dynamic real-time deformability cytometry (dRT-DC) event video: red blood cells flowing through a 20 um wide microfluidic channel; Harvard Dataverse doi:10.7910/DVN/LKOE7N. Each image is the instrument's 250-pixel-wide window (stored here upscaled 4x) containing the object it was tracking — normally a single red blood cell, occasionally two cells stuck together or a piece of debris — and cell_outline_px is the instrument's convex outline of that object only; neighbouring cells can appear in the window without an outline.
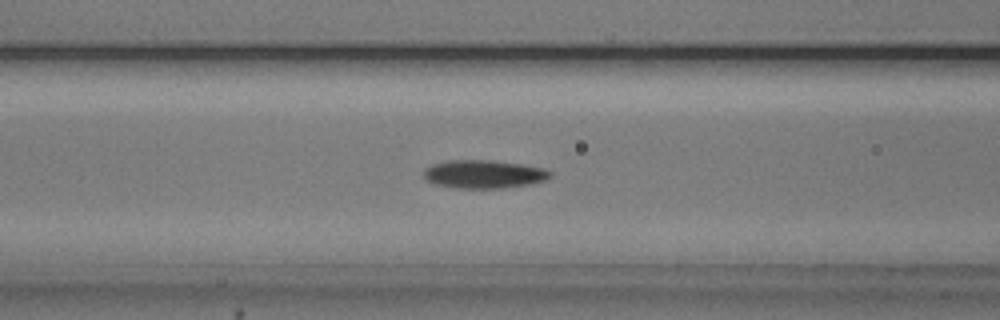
{"species": "common noctule bat (a hibernating species)", "species_latin": "Nyctalus noctula", "temperature_condition": "cold", "stored_images_in_passage": 47, "camera_frame_rate_fps": 3000, "um_per_image_px": 0.085, "animal": {"sex": "male", "body_mass_g": 20.5, "forearm_length_mm": 52.5}, "frame": {"image": 1, "passage_image": 14, "time_ms": 4.333, "image_size_px": [1000, 320], "cell_outline_px": [[552, 176], [544, 180], [532, 184], [504, 188], [456, 188], [432, 184], [424, 176], [424, 168], [432, 164], [444, 160], [492, 160], [520, 164], [544, 168], [552, 172]], "centroid_in_image_um": [41.11, 14.8], "position_along_channel_um": 125.5, "area_um2": 21.04}}
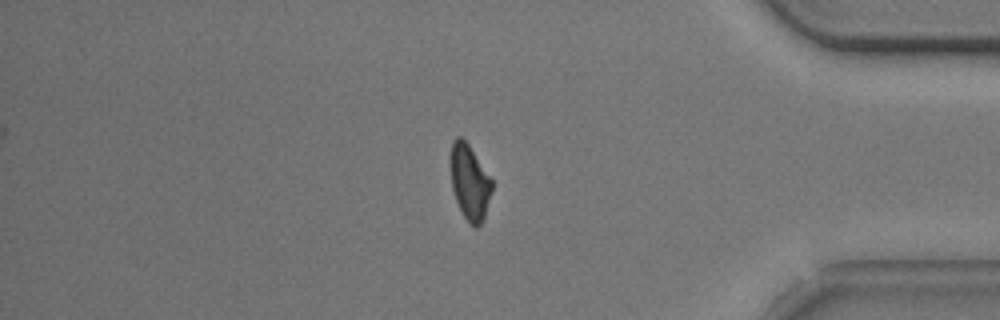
{"frame": {"image": 2, "passage_image": 38, "time_ms": 12.333, "image_size_px": [1000, 320], "cell_outline_px": [[492, 192], [484, 216], [480, 224], [476, 228], [468, 224], [456, 200], [452, 188], [448, 160], [452, 140], [456, 136], [460, 136], [468, 144], [492, 180]], "centroid_in_image_um": [39.88, 15.45], "position_along_channel_um": 395.3, "area_um2": 18.32}}
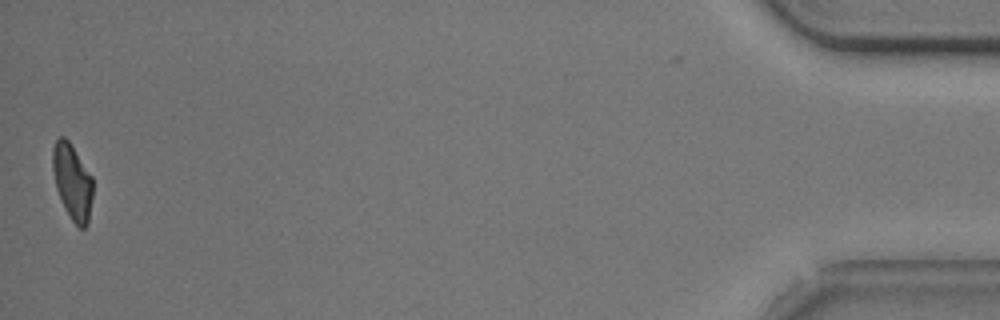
{"frame": {"image": 3, "passage_image": 46, "time_ms": 15.0, "image_size_px": [1000, 320], "cell_outline_px": [[92, 196], [88, 224], [84, 228], [80, 228], [72, 220], [64, 208], [56, 188], [52, 168], [52, 148], [56, 140], [60, 136], [64, 136], [68, 140], [92, 176]], "centroid_in_image_um": [6.13, 15.44], "position_along_channel_um": 429.1, "area_um2": 17.63}, "authors_computed_cell_mechanics": {"area_um2": 19.4786, "velocity_mm_per_s": 3.7287, "shape_relaxation_time_tau1_ms": 2.6602, "shape_relaxation_time_tau2_ms": 9.0056, "deformation_change_tau1": 0.124, "deformation_change_tau2": 0.1962}}